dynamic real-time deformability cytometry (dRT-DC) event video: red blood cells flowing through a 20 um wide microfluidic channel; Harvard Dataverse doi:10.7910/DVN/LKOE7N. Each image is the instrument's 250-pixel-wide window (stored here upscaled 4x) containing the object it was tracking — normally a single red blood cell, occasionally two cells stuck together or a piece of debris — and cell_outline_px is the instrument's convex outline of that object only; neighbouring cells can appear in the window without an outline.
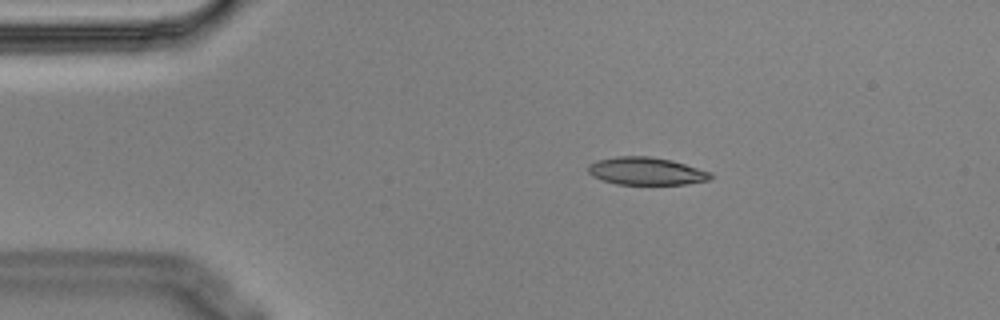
{"species": "Egyptian fruit bat (a non-hibernating species)", "species_latin": "Rousettus aegyptiacus", "temperature_condition": "cold", "stored_images_in_passage": 10, "camera_frame_rate_fps": 3000, "um_per_image_px": 0.085, "animal": {"sex": "male"}, "frame": {"image": 1, "passage_image": 2, "time_ms": 0.333, "image_size_px": [1000, 320], "cell_outline_px": [[712, 180], [688, 184], [616, 184], [592, 176], [588, 172], [588, 164], [596, 160], [616, 156], [648, 156], [672, 160], [712, 172]], "centroid_in_image_um": [54.95, 14.54], "position_along_channel_um": 30.1, "area_um2": 19.88}}
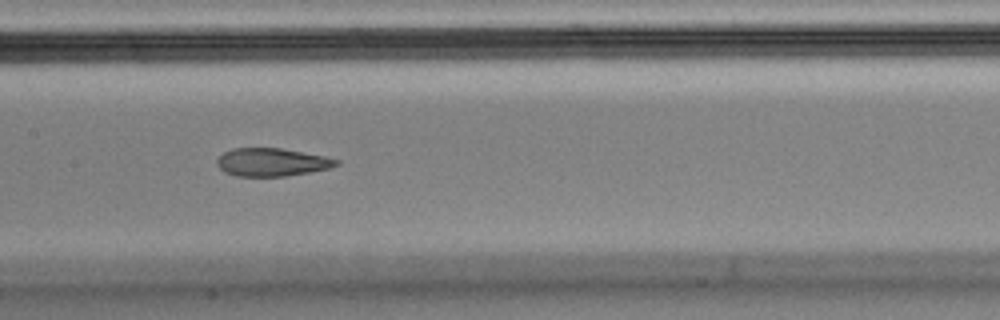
{"frame": {"image": 2, "passage_image": 7, "time_ms": 2.0, "image_size_px": [1000, 320], "cell_outline_px": [[340, 164], [328, 168], [308, 172], [284, 176], [236, 176], [224, 172], [216, 164], [216, 160], [224, 152], [232, 148], [280, 148], [324, 156], [340, 160]], "centroid_in_image_um": [23.08, 13.78], "position_along_channel_um": 184.3, "area_um2": 19.36}}